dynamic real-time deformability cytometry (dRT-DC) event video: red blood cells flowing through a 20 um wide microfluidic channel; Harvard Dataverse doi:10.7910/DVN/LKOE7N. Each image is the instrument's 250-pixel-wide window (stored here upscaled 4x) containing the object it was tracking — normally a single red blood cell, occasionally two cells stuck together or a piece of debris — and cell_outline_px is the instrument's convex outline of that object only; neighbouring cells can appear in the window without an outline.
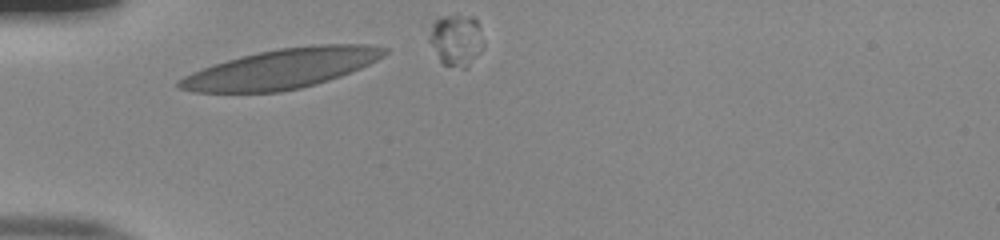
{"species": "human", "species_latin": "Homo sapiens", "temperature_condition": "room temperature", "stored_images_in_passage": 7, "camera_frame_rate_fps": 3000, "um_per_image_px": 0.085, "donor": {"sex": "male"}, "frame": {"image": 1, "passage_image": 1, "time_ms": 0.0, "image_size_px": [1000, 240], "cell_outline_px": [[388, 52], [384, 56], [360, 68], [340, 76], [316, 84], [300, 88], [280, 92], [192, 92], [176, 88], [176, 80], [192, 72], [240, 56], [276, 48], [320, 44], [372, 44], [388, 48]], "centroid_in_image_um": [23.95, 5.83], "position_along_channel_um": 61.0, "area_um2": 47.45}}
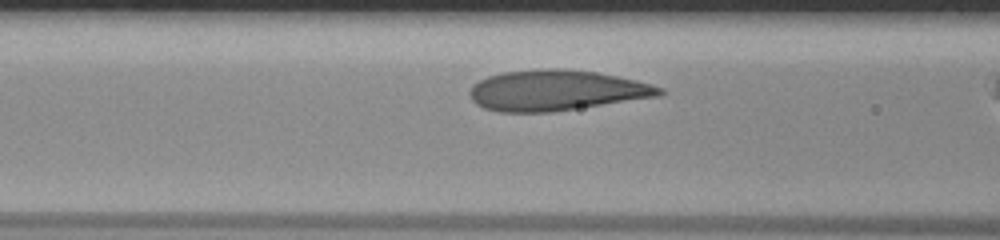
{"frame": {"image": 2, "passage_image": 6, "time_ms": 1.667, "image_size_px": [1000, 240], "cell_outline_px": [[664, 92], [660, 96], [552, 112], [500, 112], [484, 108], [476, 104], [472, 100], [468, 92], [472, 84], [488, 76], [504, 72], [544, 68], [556, 68], [596, 72], [636, 80], [652, 84], [664, 88]], "centroid_in_image_um": [47.27, 7.68], "position_along_channel_um": 119.3, "area_um2": 44.91}}